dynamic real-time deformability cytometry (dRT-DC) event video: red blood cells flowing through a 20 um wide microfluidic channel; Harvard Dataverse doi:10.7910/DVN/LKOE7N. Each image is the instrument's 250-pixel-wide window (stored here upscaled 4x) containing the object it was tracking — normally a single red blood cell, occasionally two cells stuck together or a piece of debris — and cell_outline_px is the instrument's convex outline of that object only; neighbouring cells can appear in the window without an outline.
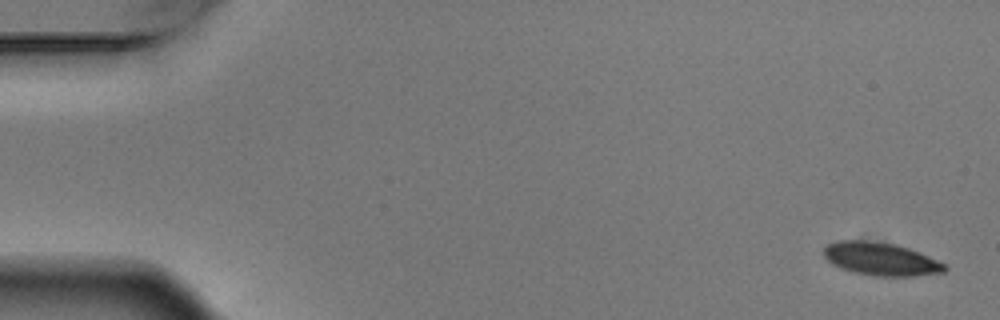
{"species": "Egyptian fruit bat (a non-hibernating species)", "species_latin": "Rousettus aegyptiacus", "temperature_condition": "warm", "stored_images_in_passage": 5, "camera_frame_rate_fps": 3000, "um_per_image_px": 0.085, "animal": {"sex": "male"}, "frame": {"image": 1, "passage_image": 1, "time_ms": 0.0, "image_size_px": [1000, 320], "cell_outline_px": [[948, 268], [944, 272], [912, 276], [872, 276], [852, 272], [840, 268], [832, 264], [824, 256], [824, 248], [828, 244], [836, 240], [872, 240], [896, 244], [908, 248], [928, 256], [944, 264]], "centroid_in_image_um": [74.83, 22.01], "position_along_channel_um": 10.2, "area_um2": 23.35}}
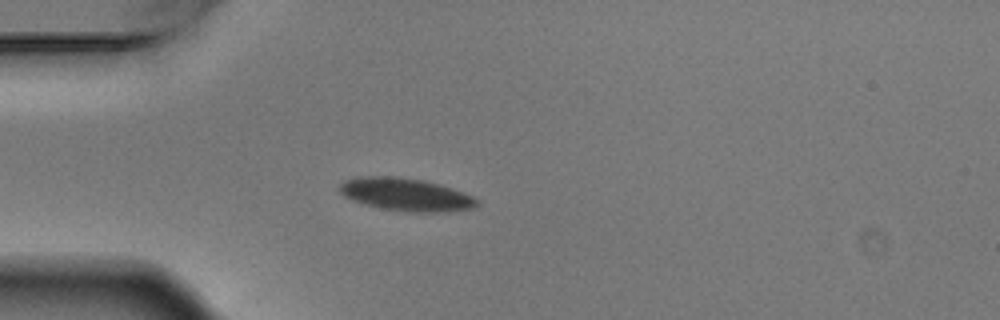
{"frame": {"image": 2, "passage_image": 5, "time_ms": 1.333, "image_size_px": [1000, 320], "cell_outline_px": [[480, 204], [472, 208], [440, 212], [408, 212], [380, 208], [360, 204], [344, 196], [340, 192], [340, 184], [344, 180], [360, 176], [396, 176], [424, 180], [440, 184], [452, 188], [472, 196]], "centroid_in_image_um": [34.45, 16.53], "position_along_channel_um": 50.5, "area_um2": 26.36}}